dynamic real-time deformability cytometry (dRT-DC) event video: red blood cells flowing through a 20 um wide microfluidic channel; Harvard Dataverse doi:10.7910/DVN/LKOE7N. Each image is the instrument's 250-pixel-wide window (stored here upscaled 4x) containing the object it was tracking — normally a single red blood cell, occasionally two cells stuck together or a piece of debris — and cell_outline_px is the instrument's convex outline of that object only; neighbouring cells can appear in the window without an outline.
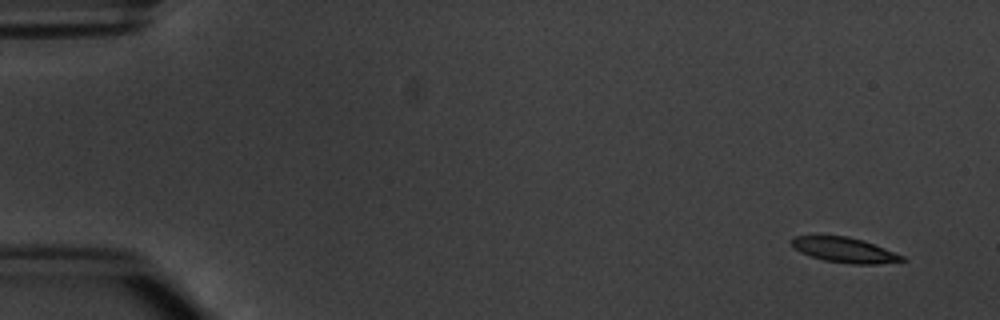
{"species": "common noctule bat (a hibernating species)", "species_latin": "Nyctalus noctula", "temperature_condition": "warm", "stored_images_in_passage": 4, "camera_frame_rate_fps": 3000, "um_per_image_px": 0.085, "animal": {"sex": "male", "body_mass_g": 20.1, "forearm_length_mm": 53.5}, "frame": {"image": 1, "passage_image": 1, "time_ms": 0.0, "image_size_px": [1000, 320], "cell_outline_px": [[908, 260], [876, 264], [852, 264], [824, 260], [800, 252], [792, 244], [792, 236], [848, 236], [864, 240], [904, 256]], "centroid_in_image_um": [71.82, 21.25], "position_along_channel_um": 13.2, "area_um2": 15.95}}